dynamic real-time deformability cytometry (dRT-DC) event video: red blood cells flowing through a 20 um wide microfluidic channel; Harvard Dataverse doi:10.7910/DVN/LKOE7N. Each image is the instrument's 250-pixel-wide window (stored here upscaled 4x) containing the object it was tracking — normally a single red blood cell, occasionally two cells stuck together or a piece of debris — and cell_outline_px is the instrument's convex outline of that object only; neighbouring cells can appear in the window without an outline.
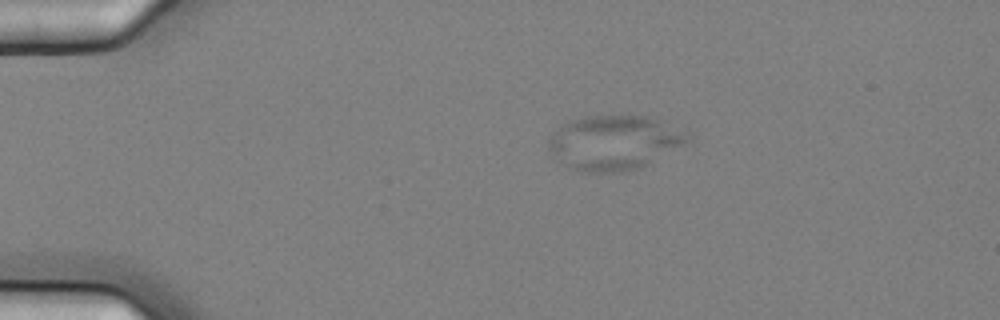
{"species": "common noctule bat (a hibernating species)", "species_latin": "Nyctalus noctula", "temperature_condition": "cold", "stored_images_in_passage": 5, "camera_frame_rate_fps": 3000, "um_per_image_px": 0.085, "animal": {"sex": "female", "body_mass_g": 25.1}, "frame": {"image": 1, "passage_image": 2, "time_ms": 0.333, "image_size_px": [1000, 320], "cell_outline_px": [[692, 132], [684, 140], [644, 164], [620, 172], [588, 172], [572, 168], [556, 160], [548, 144], [548, 136], [568, 120], [588, 116], [644, 116]], "centroid_in_image_um": [52.06, 12.09], "position_along_channel_um": 32.9, "area_um2": 42.6}}